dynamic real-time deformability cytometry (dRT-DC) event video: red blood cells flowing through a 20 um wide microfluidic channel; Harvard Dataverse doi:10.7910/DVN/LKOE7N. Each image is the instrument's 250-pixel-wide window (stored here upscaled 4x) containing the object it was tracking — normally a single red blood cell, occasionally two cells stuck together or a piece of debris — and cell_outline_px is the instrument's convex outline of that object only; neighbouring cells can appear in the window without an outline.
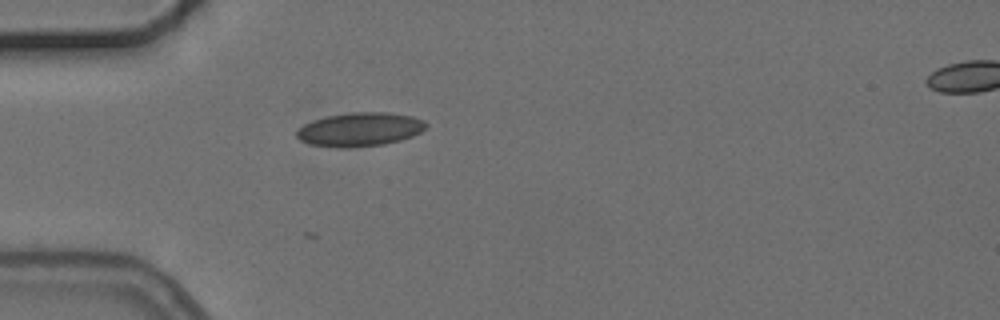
{"species": "common noctule bat (a hibernating species)", "species_latin": "Nyctalus noctula", "temperature_condition": "cold", "stored_images_in_passage": 6, "segment_of_instrument_passage": [1, 2], "camera_frame_rate_fps": 3000, "um_per_image_px": 0.085, "animal": {"sex": "female", "body_mass_g": 24.6, "forearm_length_mm": 56.2}, "frame": {"image": 1, "passage_image": 5, "time_ms": 5.667, "image_size_px": [1000, 320], "cell_outline_px": [[428, 124], [420, 132], [412, 136], [400, 140], [384, 144], [348, 148], [336, 148], [308, 144], [300, 140], [296, 136], [296, 132], [304, 124], [312, 120], [328, 116], [352, 112], [388, 112], [412, 116], [424, 120]], "centroid_in_image_um": [30.57, 11.0], "position_along_channel_um": 54.4, "area_um2": 25.55}}